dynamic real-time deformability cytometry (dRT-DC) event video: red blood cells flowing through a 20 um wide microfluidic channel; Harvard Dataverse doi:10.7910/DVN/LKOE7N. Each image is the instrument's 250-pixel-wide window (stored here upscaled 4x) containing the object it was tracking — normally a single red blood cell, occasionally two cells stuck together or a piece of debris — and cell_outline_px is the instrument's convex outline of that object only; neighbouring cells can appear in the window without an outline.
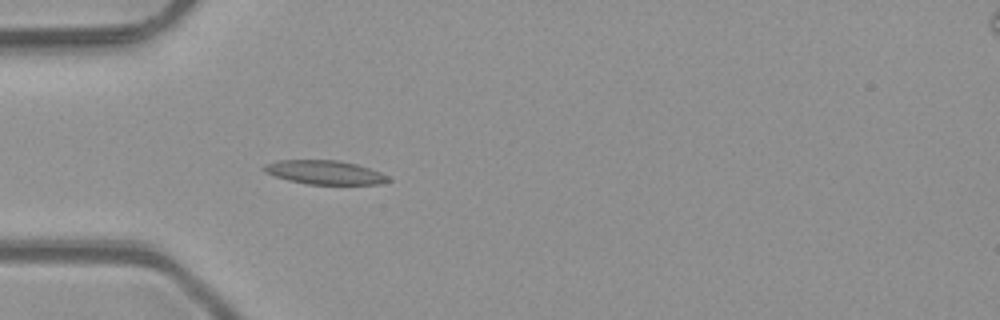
{"species": "common noctule bat (a hibernating species)", "species_latin": "Nyctalus noctula", "temperature_condition": "room temperature", "stored_images_in_passage": 32, "camera_frame_rate_fps": 3000, "um_per_image_px": 0.085, "animal": {"sex": "male", "body_mass_g": 23.1, "forearm_length_mm": 52.7}, "frame": {"image": 1, "passage_image": 5, "time_ms": 1.333, "image_size_px": [1000, 320], "cell_outline_px": [[392, 180], [380, 184], [308, 184], [288, 180], [264, 172], [260, 168], [264, 164], [280, 160], [340, 160], [356, 164], [380, 172], [388, 176]], "centroid_in_image_um": [27.58, 14.65], "position_along_channel_um": 57.4, "area_um2": 17.28}}
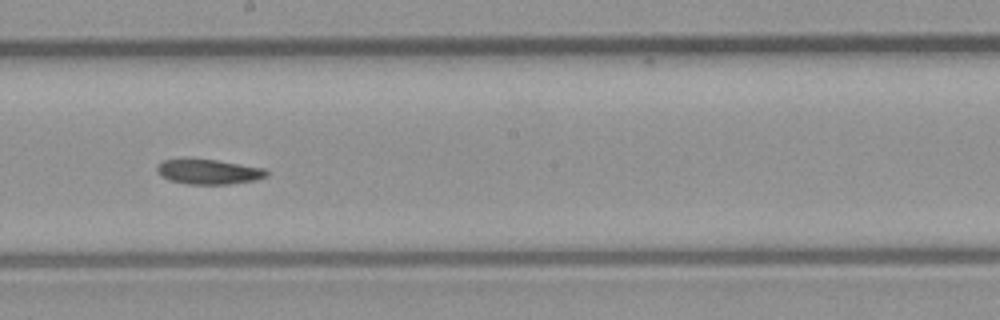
{"frame": {"image": 2, "passage_image": 18, "time_ms": 5.667, "image_size_px": [1000, 320], "cell_outline_px": [[268, 176], [256, 180], [228, 184], [188, 184], [168, 180], [156, 168], [164, 160], [216, 160], [264, 168], [268, 172]], "centroid_in_image_um": [17.81, 14.62], "position_along_channel_um": 230.4, "area_um2": 15.43}}
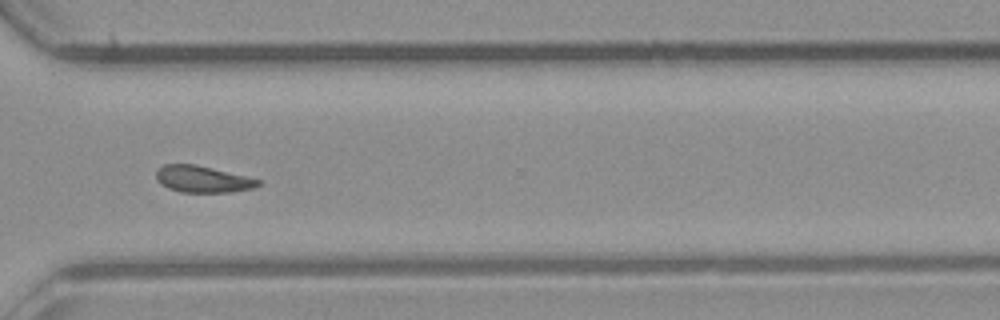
{"frame": {"image": 3, "passage_image": 27, "time_ms": 8.667, "image_size_px": [1000, 320], "cell_outline_px": [[260, 184], [256, 188], [232, 192], [180, 192], [168, 188], [160, 184], [156, 180], [156, 168], [164, 164], [196, 164], [260, 180]], "centroid_in_image_um": [17.18, 15.23], "position_along_channel_um": 353.4, "area_um2": 15.9}, "authors_computed_cell_mechanics": {"area_um2": 16.3574, "velocity_mm_per_s": 4.1024, "shape_relaxation_time_tau1_ms": null, "shape_relaxation_time_tau2_ms": 11.3015, "deformation_change_tau1": null, "deformation_change_tau2": 0.1701}}